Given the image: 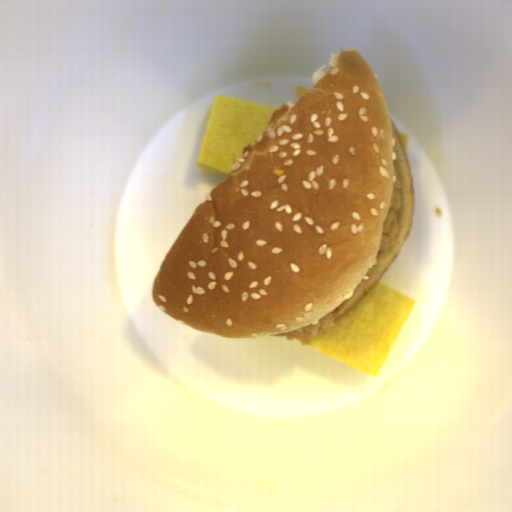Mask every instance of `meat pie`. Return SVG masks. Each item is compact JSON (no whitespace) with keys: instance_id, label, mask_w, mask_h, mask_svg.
Returning <instances> with one entry per match:
<instances>
[{"instance_id":"obj_2","label":"meat pie","mask_w":512,"mask_h":512,"mask_svg":"<svg viewBox=\"0 0 512 512\" xmlns=\"http://www.w3.org/2000/svg\"><path fill=\"white\" fill-rule=\"evenodd\" d=\"M335 317L332 312L328 315L323 316L319 319V324L312 325L311 322L309 325L304 326L302 328L296 329L287 333H276L272 334L273 337L278 336H286V341H293V339H297L301 342L302 346L313 345L312 339L319 334L320 328L323 330H330L335 326Z\"/></svg>"},{"instance_id":"obj_1","label":"meat pie","mask_w":512,"mask_h":512,"mask_svg":"<svg viewBox=\"0 0 512 512\" xmlns=\"http://www.w3.org/2000/svg\"><path fill=\"white\" fill-rule=\"evenodd\" d=\"M398 170L394 166L393 173V190L391 196V203L388 209L387 217L385 218L382 226L383 237L380 242L379 250L383 251L389 249L390 240L396 239V234L399 233V221L396 210L402 206L401 196L397 189L402 185L401 180L398 177Z\"/></svg>"}]
</instances>
